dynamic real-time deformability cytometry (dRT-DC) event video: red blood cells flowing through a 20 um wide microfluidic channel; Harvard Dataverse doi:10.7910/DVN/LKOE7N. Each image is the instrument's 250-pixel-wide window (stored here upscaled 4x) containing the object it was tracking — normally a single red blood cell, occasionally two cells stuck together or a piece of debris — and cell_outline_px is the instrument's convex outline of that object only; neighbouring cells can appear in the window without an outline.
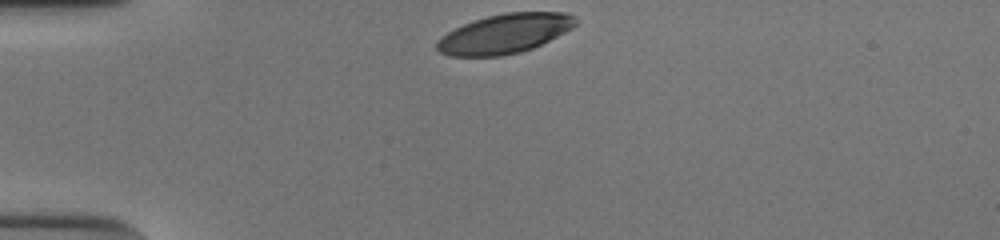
{"species": "human", "species_latin": "Homo sapiens", "temperature_condition": "cold", "stored_images_in_passage": 31, "camera_frame_rate_fps": 3000, "um_per_image_px": 0.085, "donor": {"sex": "male"}, "frame": {"image": 1, "passage_image": 1, "time_ms": 0.0, "image_size_px": [1000, 240], "cell_outline_px": [[576, 24], [572, 28], [532, 48], [520, 52], [500, 56], [448, 56], [440, 52], [436, 48], [436, 40], [440, 36], [464, 24], [488, 16], [504, 12], [564, 12], [576, 16]], "centroid_in_image_um": [42.87, 2.86], "position_along_channel_um": 42.1, "area_um2": 31.67}}
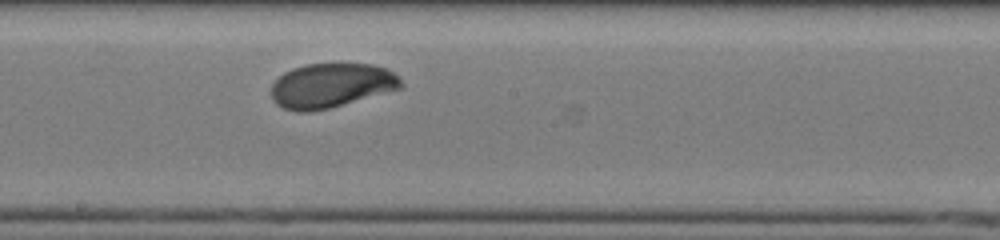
{"frame": {"image": 2, "passage_image": 18, "time_ms": 5.667, "image_size_px": [1000, 240], "cell_outline_px": [[404, 88], [328, 108], [308, 112], [296, 112], [284, 108], [276, 104], [272, 100], [272, 84], [284, 72], [292, 68], [308, 64], [336, 60], [372, 64], [388, 68], [404, 84]], "centroid_in_image_um": [28.18, 7.22], "position_along_channel_um": 220.0, "area_um2": 34.51}}
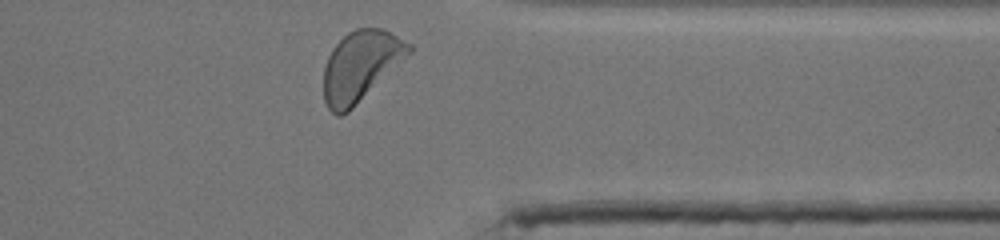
{"frame": {"image": 3, "passage_image": 31, "time_ms": 10.0, "image_size_px": [1000, 240], "cell_outline_px": [[416, 48], [412, 52], [348, 112], [340, 116], [336, 116], [328, 108], [324, 100], [324, 68], [328, 56], [332, 48], [348, 32], [356, 28], [384, 28], [412, 44]], "centroid_in_image_um": [30.67, 5.59], "position_along_channel_um": 380.7, "area_um2": 34.85}, "authors_computed_cell_mechanics": {"area_um2": 34.0442, "velocity_mm_per_s": 3.8094, "shape_relaxation_time_tau1_ms": 3.4575, "shape_relaxation_time_tau2_ms": null, "deformation_change_tau1": 0.1825, "deformation_change_tau2": null}}